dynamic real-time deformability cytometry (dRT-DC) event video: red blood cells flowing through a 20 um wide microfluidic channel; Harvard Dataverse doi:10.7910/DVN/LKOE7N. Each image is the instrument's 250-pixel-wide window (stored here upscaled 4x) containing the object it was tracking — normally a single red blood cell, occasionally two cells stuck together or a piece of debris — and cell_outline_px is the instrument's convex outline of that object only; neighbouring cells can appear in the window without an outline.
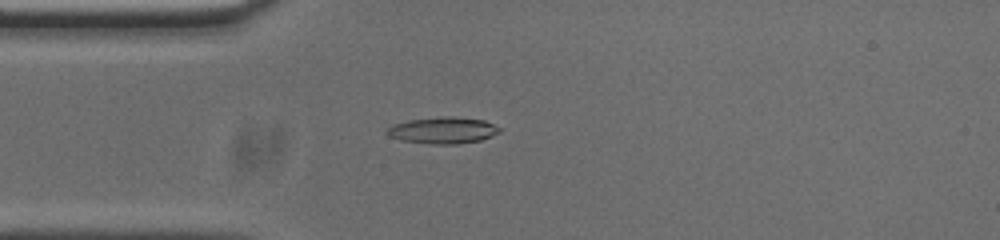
{"species": "common noctule bat (a hibernating species)", "species_latin": "Nyctalus noctula", "temperature_condition": "cold", "stored_images_in_passage": 46, "camera_frame_rate_fps": 3000, "um_per_image_px": 0.085, "animal": {"sex": "male", "body_mass_g": 20.0, "forearm_length_mm": 53.3}, "frame": {"image": 1, "passage_image": 6, "time_ms": 1.667, "image_size_px": [1000, 240], "cell_outline_px": [[500, 132], [492, 136], [480, 140], [456, 144], [428, 144], [400, 140], [388, 136], [384, 132], [392, 124], [408, 120], [440, 116], [452, 116], [484, 120], [500, 128]], "centroid_in_image_um": [37.6, 11.07], "position_along_channel_um": 47.4, "area_um2": 17.57}}
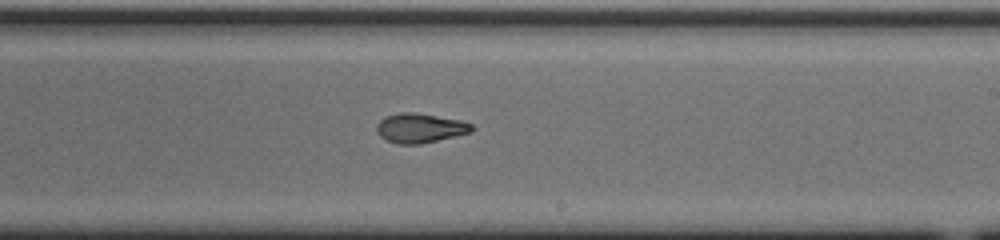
{"frame": {"image": 2, "passage_image": 23, "time_ms": 7.333, "image_size_px": [1000, 240], "cell_outline_px": [[476, 128], [472, 132], [420, 144], [396, 144], [380, 136], [376, 132], [376, 124], [384, 116], [400, 112], [416, 112], [460, 120], [472, 124]], "centroid_in_image_um": [35.69, 10.87], "position_along_channel_um": 253.3, "area_um2": 16.47}}
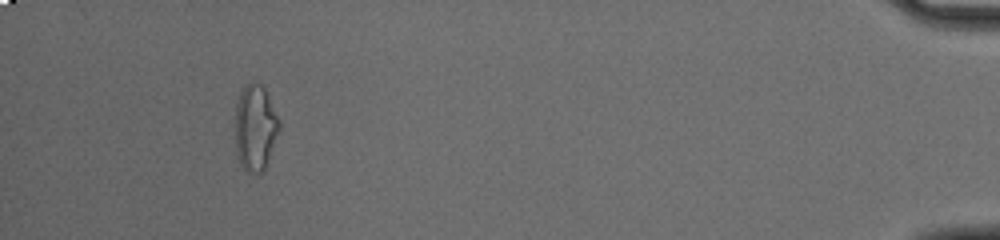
{"frame": {"image": 3, "passage_image": 42, "time_ms": 13.667, "image_size_px": [1000, 240], "cell_outline_px": [[280, 128], [264, 172], [260, 176], [248, 172], [240, 164], [236, 156], [236, 104], [240, 92], [244, 84], [252, 80], [256, 80], [264, 88], [280, 120]], "centroid_in_image_um": [21.7, 10.86], "position_along_channel_um": 413.5, "area_um2": 22.48}, "authors_computed_cell_mechanics": {"area_um2": 16.6464, "velocity_mm_per_s": 3.7544, "shape_relaxation_time_tau1_ms": 11.364, "shape_relaxation_time_tau2_ms": 3.0019, "deformation_change_tau1": 0.2896, "deformation_change_tau2": 0.0972}}